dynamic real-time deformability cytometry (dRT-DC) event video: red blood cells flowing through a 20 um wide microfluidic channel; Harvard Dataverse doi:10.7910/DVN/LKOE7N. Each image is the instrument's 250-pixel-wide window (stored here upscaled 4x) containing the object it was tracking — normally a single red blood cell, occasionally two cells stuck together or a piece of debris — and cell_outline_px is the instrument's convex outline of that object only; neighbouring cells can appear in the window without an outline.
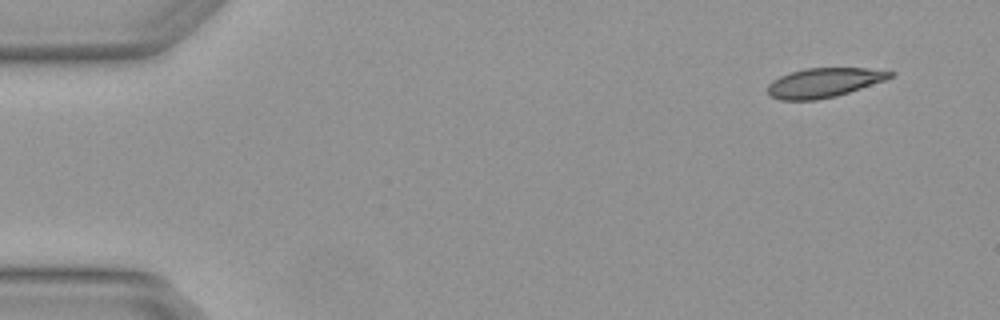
{"species": "Egyptian fruit bat (a non-hibernating species)", "species_latin": "Rousettus aegyptiacus", "temperature_condition": "warm", "stored_images_in_passage": 3, "camera_frame_rate_fps": 3000, "um_per_image_px": 0.085, "animal": {"sex": "female"}, "frame": {"image": 1, "passage_image": 1, "time_ms": 0.0, "image_size_px": [1000, 320], "cell_outline_px": [[896, 72], [892, 76], [884, 80], [836, 96], [816, 100], [780, 100], [772, 96], [768, 92], [768, 84], [772, 80], [780, 76], [804, 68], [868, 68]], "centroid_in_image_um": [70.01, 7.02], "position_along_channel_um": 15.0, "area_um2": 20.75}}